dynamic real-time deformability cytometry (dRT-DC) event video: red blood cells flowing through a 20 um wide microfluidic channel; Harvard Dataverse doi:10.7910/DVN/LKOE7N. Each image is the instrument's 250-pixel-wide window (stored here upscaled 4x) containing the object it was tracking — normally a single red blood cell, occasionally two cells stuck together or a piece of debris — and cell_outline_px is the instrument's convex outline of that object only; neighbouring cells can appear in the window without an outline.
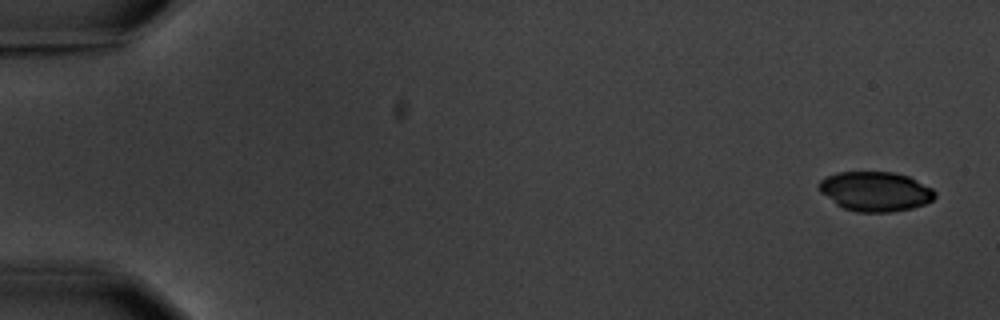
{"species": "common noctule bat (a hibernating species)", "species_latin": "Nyctalus noctula", "temperature_condition": "warm", "stored_images_in_passage": 7, "camera_frame_rate_fps": 3000, "um_per_image_px": 0.085, "animal": {"sex": "male", "body_mass_g": 20.1, "forearm_length_mm": 53.5}, "frame": {"image": 1, "passage_image": 1, "time_ms": 0.0, "image_size_px": [1000, 320], "cell_outline_px": [[936, 196], [932, 200], [924, 204], [912, 208], [892, 212], [856, 212], [844, 208], [836, 204], [820, 192], [816, 184], [820, 180], [828, 176], [840, 172], [892, 172], [908, 176], [932, 188], [936, 192]], "centroid_in_image_um": [74.39, 16.27], "position_along_channel_um": 10.6, "area_um2": 26.76}}